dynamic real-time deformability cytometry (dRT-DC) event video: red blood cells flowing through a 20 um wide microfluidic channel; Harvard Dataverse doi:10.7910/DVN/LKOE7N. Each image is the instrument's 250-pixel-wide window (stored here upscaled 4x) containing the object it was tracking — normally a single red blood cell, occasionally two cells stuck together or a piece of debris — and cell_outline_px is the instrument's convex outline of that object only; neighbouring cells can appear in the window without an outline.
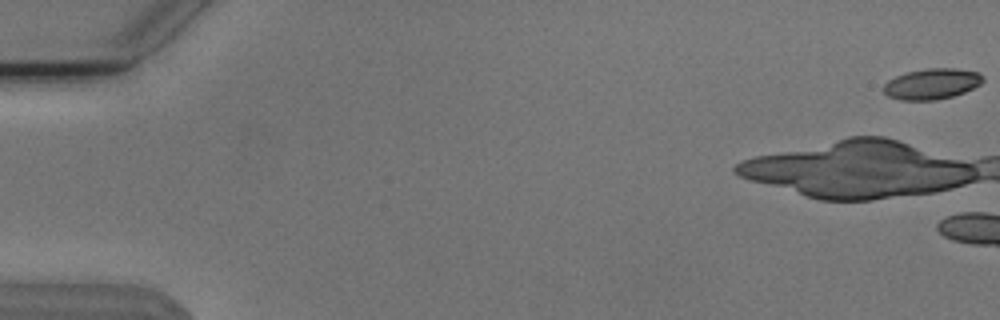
{"species": "Egyptian fruit bat (a non-hibernating species)", "species_latin": "Rousettus aegyptiacus", "temperature_condition": "cold", "stored_images_in_passage": 4, "camera_frame_rate_fps": 3000, "um_per_image_px": 0.085, "animal": {"sex": "male"}, "frame": {"image": 1, "passage_image": 1, "time_ms": 0.0, "image_size_px": [1000, 320], "cell_outline_px": [[984, 80], [980, 84], [964, 92], [952, 96], [936, 100], [900, 100], [888, 96], [884, 92], [884, 84], [888, 80], [896, 76], [908, 72], [928, 68], [956, 68], [980, 72], [984, 76]], "centroid_in_image_um": [79.23, 7.12], "position_along_channel_um": 5.8, "area_um2": 17.8}}